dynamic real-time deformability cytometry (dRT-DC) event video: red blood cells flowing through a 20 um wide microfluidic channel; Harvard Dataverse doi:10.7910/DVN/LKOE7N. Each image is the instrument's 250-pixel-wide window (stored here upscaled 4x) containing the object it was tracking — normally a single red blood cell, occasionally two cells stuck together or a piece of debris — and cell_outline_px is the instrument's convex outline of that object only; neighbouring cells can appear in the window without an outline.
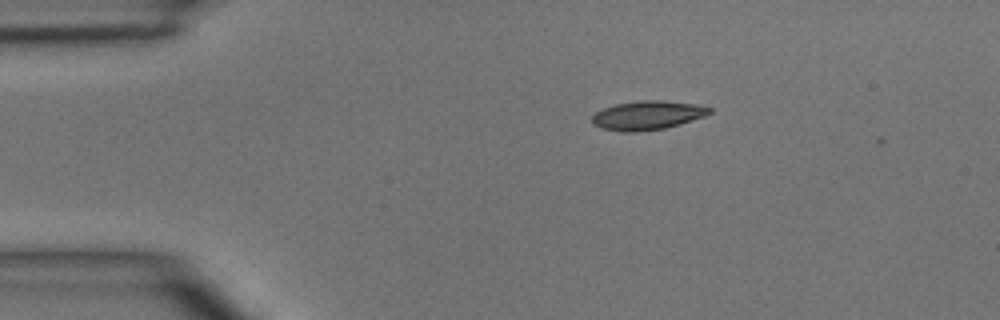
{"species": "common noctule bat (a hibernating species)", "species_latin": "Nyctalus noctula", "temperature_condition": "room temperature", "stored_images_in_passage": 2, "camera_frame_rate_fps": 3000, "um_per_image_px": 0.085, "animal": {"sex": "male", "body_mass_g": 15.6}, "frame": {"image": 1, "passage_image": 1, "time_ms": 0.0, "image_size_px": [1000, 320], "cell_outline_px": [[712, 112], [704, 116], [680, 124], [664, 128], [636, 132], [620, 132], [600, 128], [592, 124], [592, 116], [596, 112], [604, 108], [616, 104], [644, 100], [660, 100], [696, 104], [712, 108]], "centroid_in_image_um": [55.02, 9.81], "position_along_channel_um": 30.0, "area_um2": 19.77}}